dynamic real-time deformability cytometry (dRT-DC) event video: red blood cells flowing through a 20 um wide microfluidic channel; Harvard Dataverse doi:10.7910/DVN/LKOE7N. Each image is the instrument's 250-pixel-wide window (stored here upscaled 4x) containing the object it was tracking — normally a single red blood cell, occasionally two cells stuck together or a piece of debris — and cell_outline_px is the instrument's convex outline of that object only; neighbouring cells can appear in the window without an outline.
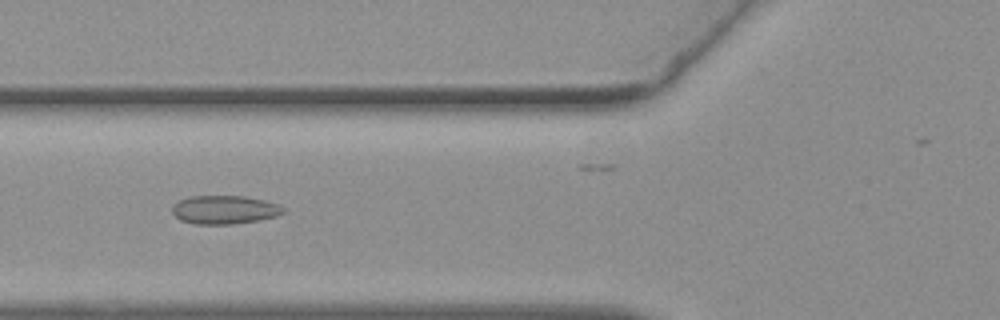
{"species": "common noctule bat (a hibernating species)", "species_latin": "Nyctalus noctula", "temperature_condition": "warm", "stored_images_in_passage": 47, "camera_frame_rate_fps": 3000, "um_per_image_px": 0.085, "animal": {"sex": "female", "body_mass_g": 19.3, "forearm_length_mm": 54.1}, "frame": {"image": 1, "passage_image": 20, "time_ms": 6.333, "image_size_px": [1000, 320], "cell_outline_px": [[288, 212], [276, 216], [260, 220], [232, 224], [196, 224], [180, 220], [172, 212], [172, 204], [180, 200], [192, 196], [244, 196], [264, 200], [288, 208]], "centroid_in_image_um": [19.13, 17.83], "position_along_channel_um": 106.7, "area_um2": 18.61}}
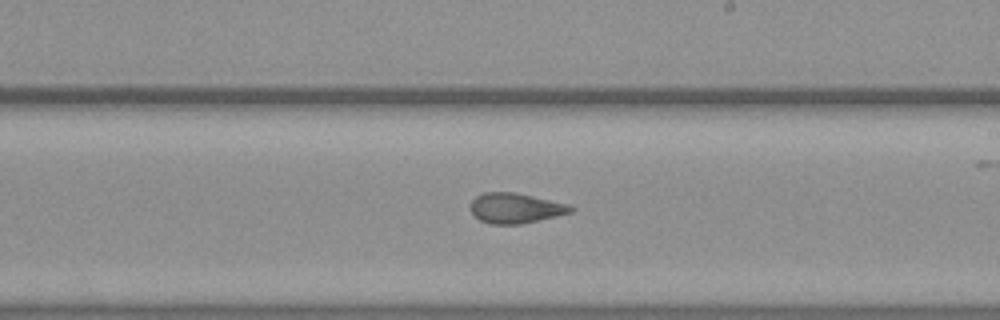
{"frame": {"image": 2, "passage_image": 31, "time_ms": 10.0, "image_size_px": [1000, 320], "cell_outline_px": [[576, 208], [572, 212], [556, 216], [520, 224], [488, 224], [480, 220], [472, 212], [472, 200], [476, 196], [484, 192], [516, 192], [568, 204]], "centroid_in_image_um": [43.83, 17.68], "position_along_channel_um": 245.2, "area_um2": 17.51}}
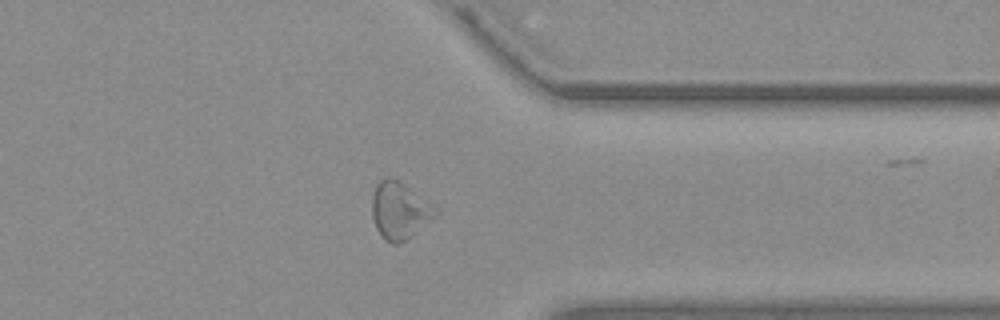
{"frame": {"image": 3, "passage_image": 42, "time_ms": 13.667, "image_size_px": [1000, 320], "cell_outline_px": [[436, 216], [408, 240], [400, 244], [392, 244], [384, 240], [376, 228], [372, 216], [372, 196], [376, 184], [384, 176], [392, 176], [400, 180], [436, 212]], "centroid_in_image_um": [33.88, 17.92], "position_along_channel_um": 377.5, "area_um2": 20.81}}